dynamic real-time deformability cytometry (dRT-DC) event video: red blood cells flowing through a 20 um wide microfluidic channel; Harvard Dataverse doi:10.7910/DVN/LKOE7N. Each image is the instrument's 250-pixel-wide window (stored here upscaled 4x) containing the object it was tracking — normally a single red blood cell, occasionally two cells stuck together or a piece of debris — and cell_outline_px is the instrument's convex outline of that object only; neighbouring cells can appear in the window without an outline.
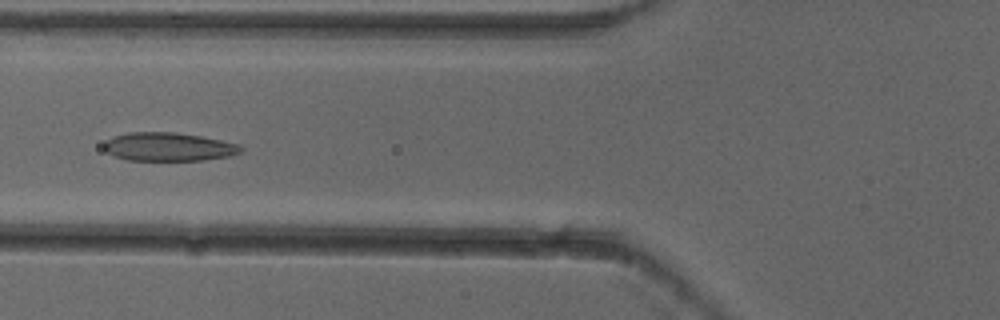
{"species": "common noctule bat (a hibernating species)", "species_latin": "Nyctalus noctula", "temperature_condition": "cold", "stored_images_in_passage": 4, "camera_frame_rate_fps": 3000, "um_per_image_px": 0.085, "animal": {"sex": "female"}, "frame": {"image": 1, "passage_image": 4, "time_ms": 1.0, "image_size_px": [1000, 320], "cell_outline_px": [[244, 148], [240, 152], [232, 156], [204, 160], [128, 160], [112, 156], [104, 148], [104, 144], [112, 136], [128, 132], [176, 132], [200, 136], [240, 144]], "centroid_in_image_um": [14.34, 12.48], "position_along_channel_um": 111.5, "area_um2": 22.83}}